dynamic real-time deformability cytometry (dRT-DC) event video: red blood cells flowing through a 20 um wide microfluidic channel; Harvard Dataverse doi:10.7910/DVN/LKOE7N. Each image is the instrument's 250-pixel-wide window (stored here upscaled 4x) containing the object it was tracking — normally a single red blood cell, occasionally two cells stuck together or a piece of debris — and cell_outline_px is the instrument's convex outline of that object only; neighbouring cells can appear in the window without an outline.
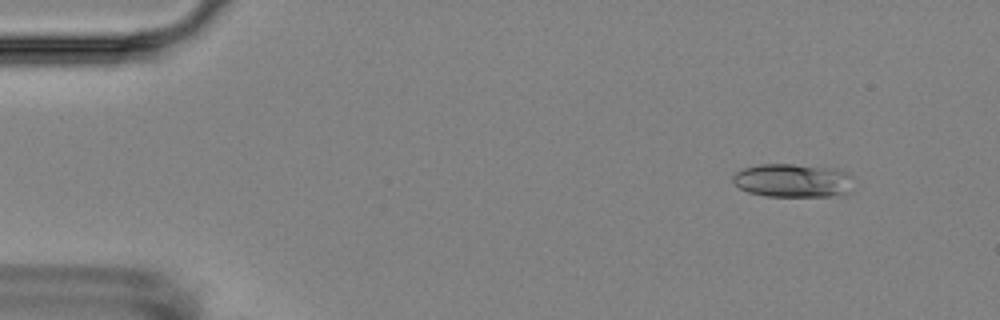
{"species": "Egyptian fruit bat (a non-hibernating species)", "species_latin": "Rousettus aegyptiacus", "temperature_condition": "room temperature", "stored_images_in_passage": 4, "camera_frame_rate_fps": 3000, "um_per_image_px": 0.085, "animal": {"sex": "female"}, "frame": {"image": 1, "passage_image": 1, "time_ms": 0.0, "image_size_px": [1000, 320], "cell_outline_px": [[852, 176], [848, 192], [844, 196], [768, 196], [748, 192], [740, 188], [732, 180], [732, 176], [736, 172], [744, 168], [760, 164], [792, 164], [840, 168], [848, 172]], "centroid_in_image_um": [67.43, 15.33], "position_along_channel_um": 17.6, "area_um2": 23.81}}
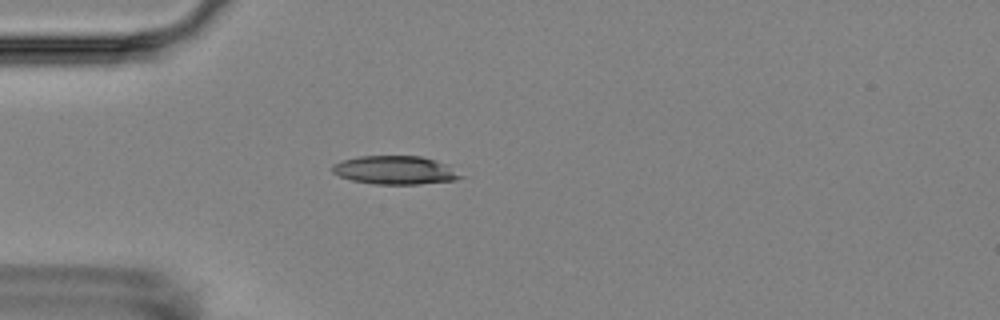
{"frame": {"image": 2, "passage_image": 4, "time_ms": 3.333, "image_size_px": [1000, 320], "cell_outline_px": [[468, 176], [456, 180], [420, 184], [376, 184], [352, 180], [340, 176], [332, 172], [332, 164], [340, 160], [360, 156], [420, 156], [448, 164]], "centroid_in_image_um": [33.65, 14.46], "position_along_channel_um": 51.4, "area_um2": 21.56}}